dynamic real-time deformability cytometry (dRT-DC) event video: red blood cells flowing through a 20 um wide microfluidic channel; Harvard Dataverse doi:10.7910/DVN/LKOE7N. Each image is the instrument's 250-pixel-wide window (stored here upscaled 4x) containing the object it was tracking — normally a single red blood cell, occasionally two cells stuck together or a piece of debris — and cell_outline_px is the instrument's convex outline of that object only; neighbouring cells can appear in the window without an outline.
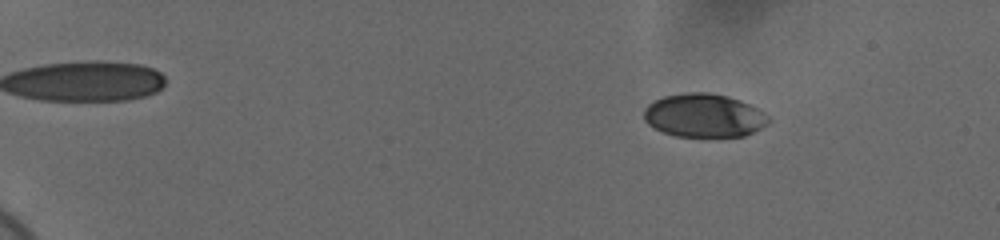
{"species": "human", "species_latin": "Homo sapiens", "temperature_condition": "cold", "stored_images_in_passage": 51, "camera_frame_rate_fps": 3000, "um_per_image_px": 0.085, "donor": {"sex": "female"}, "frame": {"image": 1, "passage_image": 2, "time_ms": 0.333, "image_size_px": [1000, 240], "cell_outline_px": [[772, 120], [768, 124], [744, 136], [676, 136], [664, 132], [648, 124], [644, 120], [644, 108], [648, 104], [664, 96], [688, 92], [708, 92], [728, 96], [740, 100], [764, 112]], "centroid_in_image_um": [59.85, 9.81], "position_along_channel_um": 25.2, "area_um2": 31.44}}
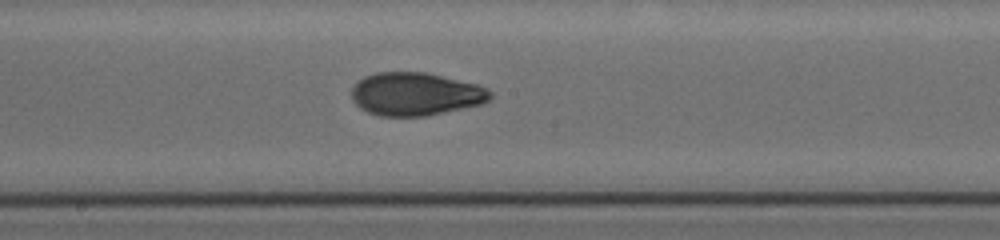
{"frame": {"image": 2, "passage_image": 28, "time_ms": 9.0, "image_size_px": [1000, 240], "cell_outline_px": [[492, 96], [488, 100], [480, 104], [424, 116], [380, 116], [368, 112], [360, 108], [352, 100], [352, 84], [364, 76], [376, 72], [424, 72], [476, 84], [488, 88], [492, 92]], "centroid_in_image_um": [35.27, 7.98], "position_along_channel_um": 212.9, "area_um2": 34.68}}
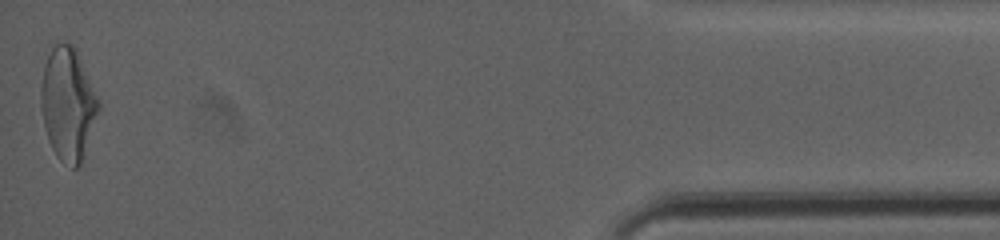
{"frame": {"image": 3, "passage_image": 51, "time_ms": 16.667, "image_size_px": [1000, 240], "cell_outline_px": [[100, 108], [80, 164], [76, 168], [72, 168], [60, 160], [56, 156], [48, 140], [40, 108], [40, 88], [44, 64], [52, 48], [56, 44], [72, 44], [76, 48], [100, 104]], "centroid_in_image_um": [5.75, 8.84], "position_along_channel_um": 429.5, "area_um2": 37.45}, "authors_computed_cell_mechanics": {"area_um2": 34.1598, "velocity_mm_per_s": 3.6931, "shape_relaxation_time_tau1_ms": 4.7444, "shape_relaxation_time_tau2_ms": 1.8797, "deformation_change_tau1": 0.1691, "deformation_change_tau2": 0.0748}}